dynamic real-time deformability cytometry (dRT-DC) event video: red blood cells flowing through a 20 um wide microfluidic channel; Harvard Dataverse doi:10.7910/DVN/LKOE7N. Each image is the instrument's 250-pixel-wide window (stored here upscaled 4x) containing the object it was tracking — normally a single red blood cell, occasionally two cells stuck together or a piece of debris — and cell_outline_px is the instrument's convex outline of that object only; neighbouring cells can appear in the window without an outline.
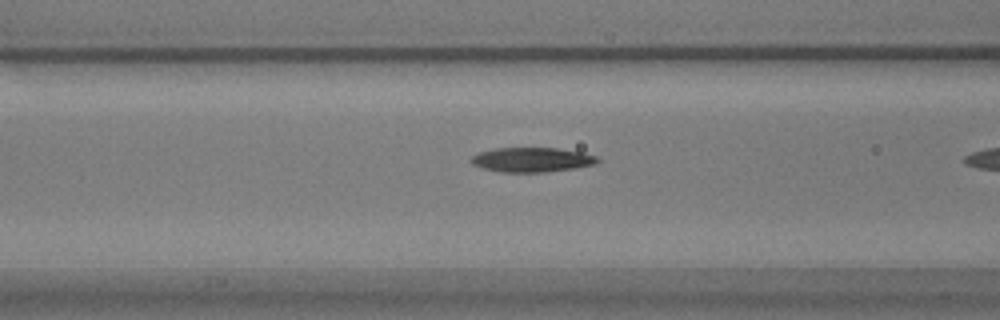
{"species": "common noctule bat (a hibernating species)", "species_latin": "Nyctalus noctula", "temperature_condition": "warm", "stored_images_in_passage": 18, "camera_frame_rate_fps": 3000, "um_per_image_px": 0.085, "animal": {"sex": "male", "body_mass_g": 17.9}, "frame": {"image": 1, "passage_image": 17, "time_ms": 5.333, "image_size_px": [1000, 320], "cell_outline_px": [[600, 160], [596, 164], [576, 168], [544, 172], [500, 172], [484, 168], [472, 164], [468, 160], [472, 156], [480, 152], [496, 148], [556, 148], [580, 152], [596, 156]], "centroid_in_image_um": [45.2, 13.58], "position_along_channel_um": 121.4, "area_um2": 18.03}}